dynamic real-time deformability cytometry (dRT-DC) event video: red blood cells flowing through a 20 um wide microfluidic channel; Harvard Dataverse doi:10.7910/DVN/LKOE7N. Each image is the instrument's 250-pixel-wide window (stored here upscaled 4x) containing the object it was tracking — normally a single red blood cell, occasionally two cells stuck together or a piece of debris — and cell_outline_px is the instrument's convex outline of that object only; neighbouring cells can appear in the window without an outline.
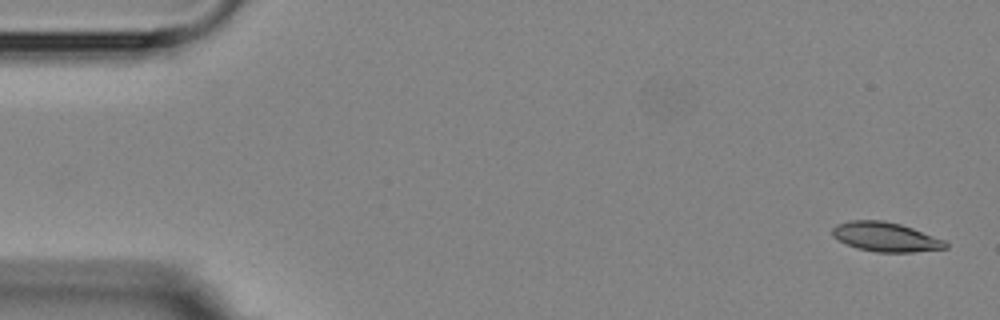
{"species": "Egyptian fruit bat (a non-hibernating species)", "species_latin": "Rousettus aegyptiacus", "temperature_condition": "room temperature", "stored_images_in_passage": 5, "camera_frame_rate_fps": 3000, "um_per_image_px": 0.085, "animal": {"sex": "female"}, "frame": {"image": 1, "passage_image": 1, "time_ms": 0.0, "image_size_px": [1000, 320], "cell_outline_px": [[948, 248], [912, 252], [876, 252], [856, 248], [832, 236], [832, 228], [836, 224], [848, 220], [884, 220], [900, 224], [912, 228], [944, 240], [948, 244]], "centroid_in_image_um": [75.26, 20.13], "position_along_channel_um": 9.7, "area_um2": 19.31}}
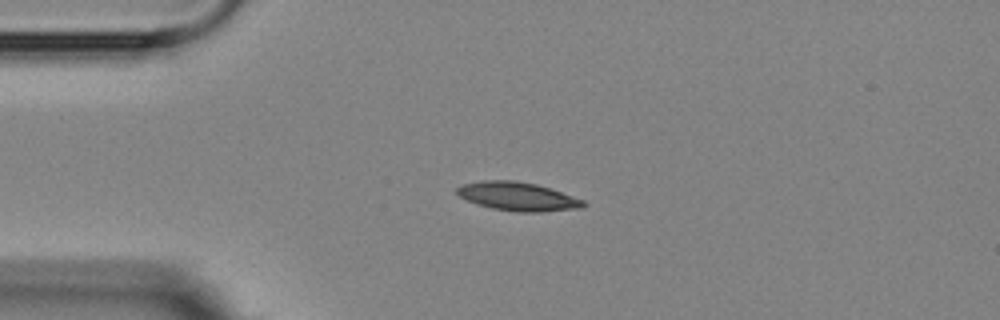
{"frame": {"image": 2, "passage_image": 4, "time_ms": 3.667, "image_size_px": [1000, 320], "cell_outline_px": [[588, 204], [584, 208], [540, 212], [520, 212], [492, 208], [476, 204], [460, 196], [456, 192], [456, 188], [464, 184], [480, 180], [516, 180], [536, 184], [552, 188], [584, 200]], "centroid_in_image_um": [44.06, 16.69], "position_along_channel_um": 40.9, "area_um2": 21.27}}